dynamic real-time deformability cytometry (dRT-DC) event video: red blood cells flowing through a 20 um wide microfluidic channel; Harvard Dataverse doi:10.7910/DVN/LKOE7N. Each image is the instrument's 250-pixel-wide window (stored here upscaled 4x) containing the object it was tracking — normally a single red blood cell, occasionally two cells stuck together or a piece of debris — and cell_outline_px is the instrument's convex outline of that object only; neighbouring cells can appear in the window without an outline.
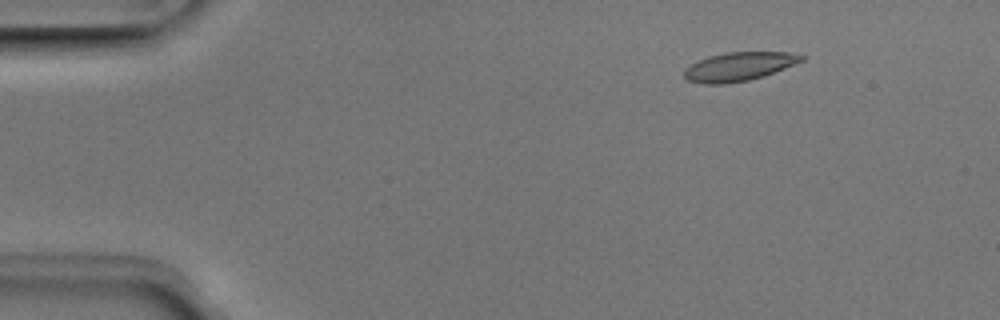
{"species": "Egyptian fruit bat (a non-hibernating species)", "species_latin": "Rousettus aegyptiacus", "temperature_condition": "room temperature", "stored_images_in_passage": 5, "camera_frame_rate_fps": 3000, "um_per_image_px": 0.085, "animal": {"sex": "male"}, "frame": {"image": 1, "passage_image": 2, "time_ms": 0.333, "image_size_px": [1000, 320], "cell_outline_px": [[804, 60], [764, 76], [748, 80], [724, 84], [704, 84], [688, 80], [684, 76], [684, 68], [708, 56], [728, 52], [788, 52], [804, 56]], "centroid_in_image_um": [62.79, 5.66], "position_along_channel_um": 22.2, "area_um2": 19.42}}
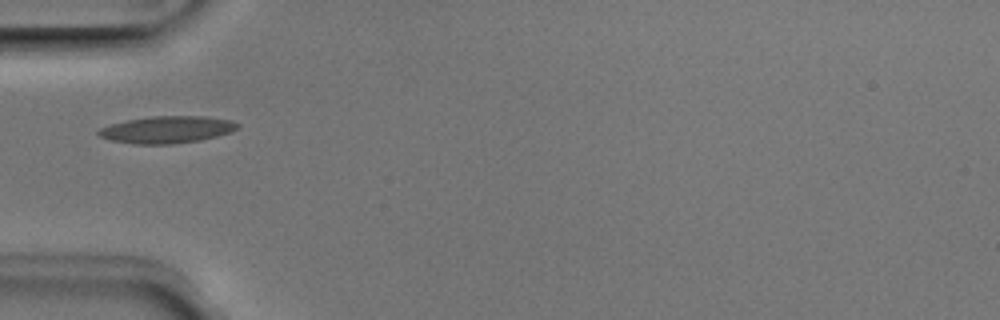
{"frame": {"image": 2, "passage_image": 4, "time_ms": 1.0, "image_size_px": [1000, 320], "cell_outline_px": [[240, 124], [232, 132], [200, 140], [172, 144], [132, 144], [112, 140], [100, 136], [96, 132], [100, 128], [112, 124], [128, 120], [152, 116], [204, 116], [232, 120]], "centroid_in_image_um": [14.21, 11.02], "position_along_channel_um": 70.8, "area_um2": 21.79}}